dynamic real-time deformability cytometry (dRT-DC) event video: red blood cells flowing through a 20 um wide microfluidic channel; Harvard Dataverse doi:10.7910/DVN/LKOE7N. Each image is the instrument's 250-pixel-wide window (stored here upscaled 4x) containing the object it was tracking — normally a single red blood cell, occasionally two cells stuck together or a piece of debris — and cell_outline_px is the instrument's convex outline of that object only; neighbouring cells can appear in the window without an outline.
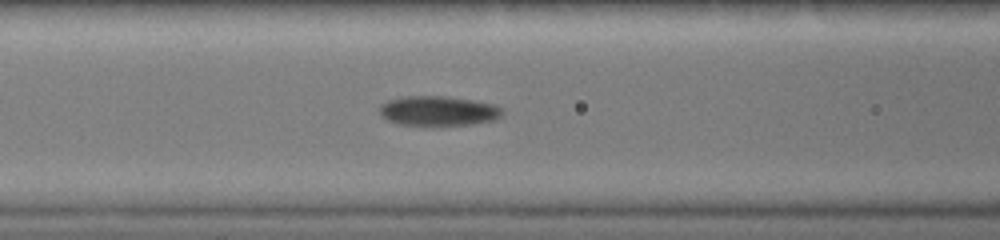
{"species": "common noctule bat (a hibernating species)", "species_latin": "Nyctalus noctula", "temperature_condition": "warm", "stored_images_in_passage": 35, "camera_frame_rate_fps": 3000, "um_per_image_px": 0.085, "animal": {"sex": "female", "body_mass_g": 19.0, "forearm_length_mm": 51.5}, "frame": {"image": 1, "passage_image": 9, "time_ms": 2.667, "image_size_px": [1000, 240], "cell_outline_px": [[500, 116], [496, 120], [472, 124], [440, 128], [432, 128], [396, 124], [388, 120], [380, 112], [380, 104], [388, 100], [404, 96], [444, 96], [472, 100], [492, 104], [500, 108]], "centroid_in_image_um": [37.21, 9.48], "position_along_channel_um": 129.4, "area_um2": 21.96}}
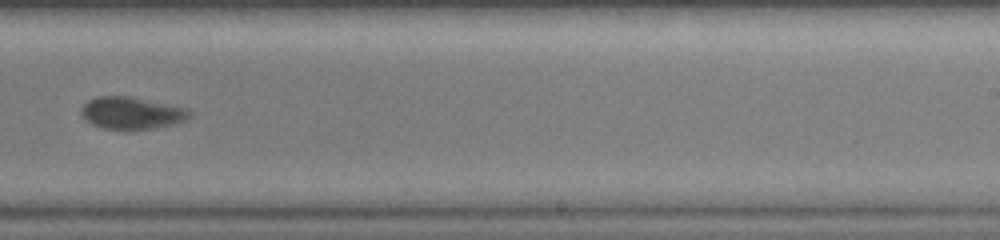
{"frame": {"image": 2, "passage_image": 19, "time_ms": 6.0, "image_size_px": [1000, 240], "cell_outline_px": [[192, 116], [176, 124], [152, 128], [104, 128], [92, 124], [80, 112], [80, 108], [88, 100], [96, 96], [128, 96], [188, 108], [192, 112]], "centroid_in_image_um": [11.22, 9.58], "position_along_channel_um": 277.8, "area_um2": 20.0}}
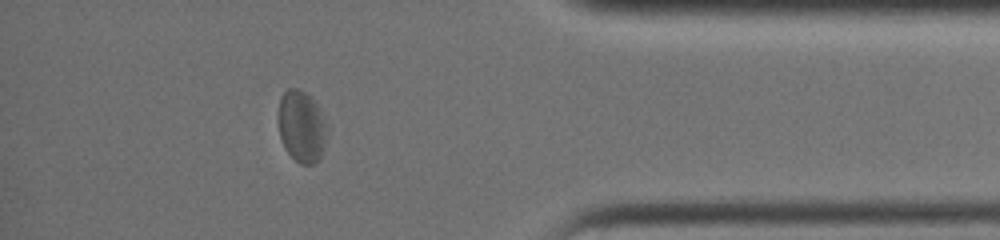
{"frame": {"image": 3, "passage_image": 29, "time_ms": 9.333, "image_size_px": [1000, 240], "cell_outline_px": [[328, 128], [320, 160], [316, 164], [300, 164], [284, 148], [280, 136], [280, 96], [288, 88], [296, 88], [312, 96]], "centroid_in_image_um": [25.66, 10.76], "position_along_channel_um": 409.5, "area_um2": 20.11}, "authors_computed_cell_mechanics": {"area_um2": 21.1548, "velocity_mm_per_s": 4.4818, "shape_relaxation_time_tau1_ms": null, "shape_relaxation_time_tau2_ms": 1.1517, "deformation_change_tau1": null, "deformation_change_tau2": 0.0439}}